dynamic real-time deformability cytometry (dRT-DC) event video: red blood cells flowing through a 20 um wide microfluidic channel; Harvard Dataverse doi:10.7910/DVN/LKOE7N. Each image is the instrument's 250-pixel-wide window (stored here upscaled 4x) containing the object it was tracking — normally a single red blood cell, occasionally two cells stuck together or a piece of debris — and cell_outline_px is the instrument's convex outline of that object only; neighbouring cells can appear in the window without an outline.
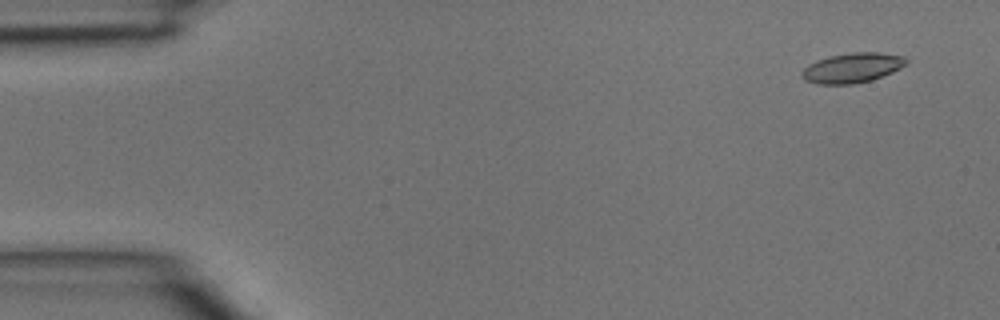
{"species": "common noctule bat (a hibernating species)", "species_latin": "Nyctalus noctula", "temperature_condition": "room temperature", "stored_images_in_passage": 4, "camera_frame_rate_fps": 3000, "um_per_image_px": 0.085, "animal": {"sex": "male", "body_mass_g": 15.6}, "frame": {"image": 1, "passage_image": 1, "time_ms": 0.0, "image_size_px": [1000, 320], "cell_outline_px": [[908, 64], [892, 72], [872, 80], [856, 84], [816, 84], [804, 80], [800, 76], [800, 72], [808, 64], [816, 60], [828, 56], [852, 52], [880, 52], [904, 56], [908, 60]], "centroid_in_image_um": [72.42, 5.76], "position_along_channel_um": 12.6, "area_um2": 18.5}}
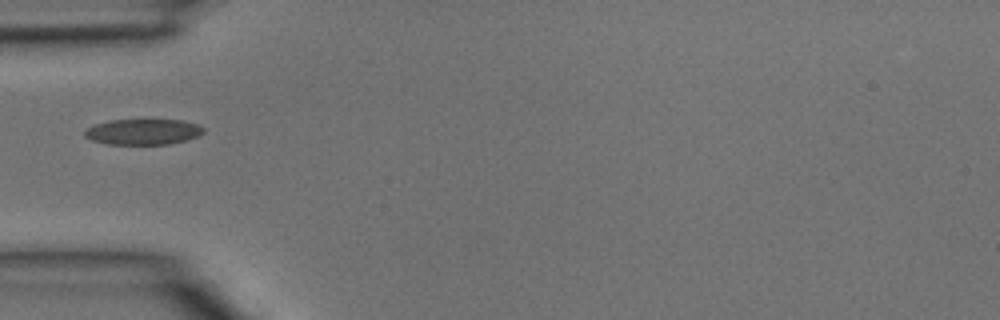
{"frame": {"image": 2, "passage_image": 4, "time_ms": 1.0, "image_size_px": [1000, 320], "cell_outline_px": [[204, 132], [200, 136], [188, 140], [168, 144], [108, 144], [92, 140], [84, 136], [84, 132], [88, 128], [96, 124], [108, 120], [180, 120], [200, 124], [204, 128]], "centroid_in_image_um": [12.21, 11.2], "position_along_channel_um": 72.8, "area_um2": 17.86}}